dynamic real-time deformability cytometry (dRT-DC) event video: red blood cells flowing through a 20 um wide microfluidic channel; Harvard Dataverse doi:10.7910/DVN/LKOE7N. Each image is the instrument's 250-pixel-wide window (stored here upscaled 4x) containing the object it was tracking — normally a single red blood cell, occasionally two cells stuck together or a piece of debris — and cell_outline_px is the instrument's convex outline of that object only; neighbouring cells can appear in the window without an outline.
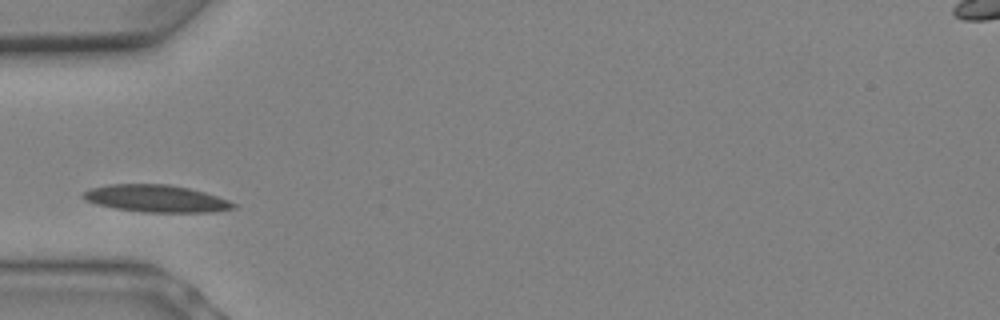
{"species": "Egyptian fruit bat (a non-hibernating species)", "species_latin": "Rousettus aegyptiacus", "temperature_condition": "warm", "stored_images_in_passage": 2, "camera_frame_rate_fps": 3000, "um_per_image_px": 0.085, "animal": {"sex": "female"}, "frame": {"image": 1, "passage_image": 1, "time_ms": 0.0, "image_size_px": [1000, 320], "cell_outline_px": [[236, 208], [212, 212], [144, 212], [116, 208], [96, 204], [80, 196], [84, 192], [92, 188], [108, 184], [168, 184], [188, 188], [204, 192], [228, 200], [236, 204]], "centroid_in_image_um": [13.28, 16.87], "position_along_channel_um": 71.7, "area_um2": 23.58}}